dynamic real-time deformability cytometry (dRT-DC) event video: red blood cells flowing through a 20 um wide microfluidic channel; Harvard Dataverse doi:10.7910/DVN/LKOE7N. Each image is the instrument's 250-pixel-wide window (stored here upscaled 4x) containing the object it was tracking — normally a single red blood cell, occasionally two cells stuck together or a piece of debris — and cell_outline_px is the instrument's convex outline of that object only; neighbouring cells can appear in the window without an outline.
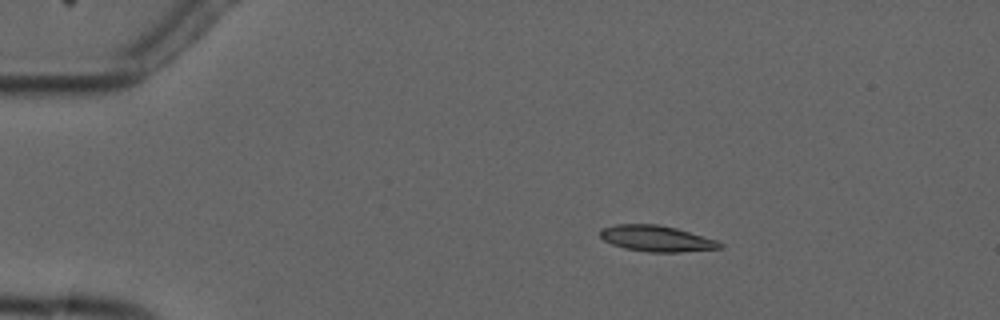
{"species": "common noctule bat (a hibernating species)", "species_latin": "Nyctalus noctula", "temperature_condition": "cold", "stored_images_in_passage": 3, "camera_frame_rate_fps": 3000, "um_per_image_px": 0.085, "animal": {"sex": "male", "forearm_length_mm": 52.5}, "frame": {"image": 1, "passage_image": 1, "time_ms": 0.0, "image_size_px": [1000, 320], "cell_outline_px": [[724, 248], [680, 252], [648, 252], [624, 248], [612, 244], [604, 240], [600, 236], [600, 228], [616, 224], [656, 224], [676, 228], [704, 236], [716, 240], [724, 244]], "centroid_in_image_um": [55.81, 20.28], "position_along_channel_um": 29.2, "area_um2": 18.21}}